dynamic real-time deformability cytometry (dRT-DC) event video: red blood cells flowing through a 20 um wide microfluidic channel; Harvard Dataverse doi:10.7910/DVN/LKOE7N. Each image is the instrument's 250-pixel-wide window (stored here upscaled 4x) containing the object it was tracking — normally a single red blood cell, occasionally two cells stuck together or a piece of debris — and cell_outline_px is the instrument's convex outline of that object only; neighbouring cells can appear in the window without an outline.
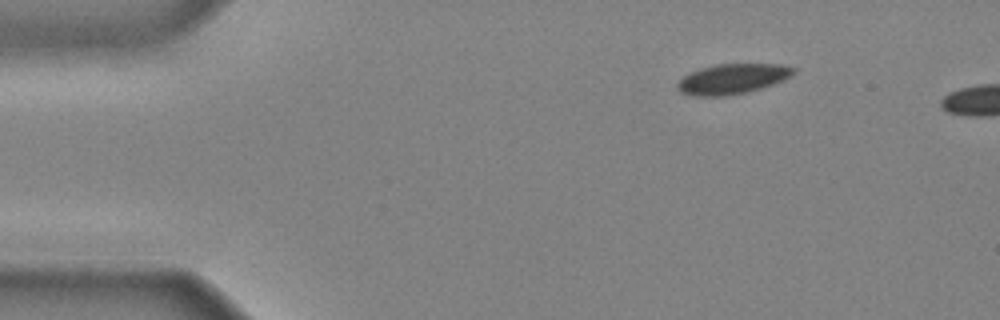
{"species": "common noctule bat (a hibernating species)", "species_latin": "Nyctalus noctula", "temperature_condition": "cold", "stored_images_in_passage": 4, "camera_frame_rate_fps": 3000, "um_per_image_px": 0.085, "animal": {"sex": "male", "body_mass_g": 20.4}, "frame": {"image": 1, "passage_image": 1, "time_ms": 0.0, "image_size_px": [1000, 320], "cell_outline_px": [[796, 72], [792, 76], [784, 80], [748, 92], [724, 96], [688, 96], [680, 92], [676, 88], [676, 84], [684, 76], [700, 68], [716, 64], [784, 64], [796, 68]], "centroid_in_image_um": [62.26, 6.71], "position_along_channel_um": 22.7, "area_um2": 20.58}}